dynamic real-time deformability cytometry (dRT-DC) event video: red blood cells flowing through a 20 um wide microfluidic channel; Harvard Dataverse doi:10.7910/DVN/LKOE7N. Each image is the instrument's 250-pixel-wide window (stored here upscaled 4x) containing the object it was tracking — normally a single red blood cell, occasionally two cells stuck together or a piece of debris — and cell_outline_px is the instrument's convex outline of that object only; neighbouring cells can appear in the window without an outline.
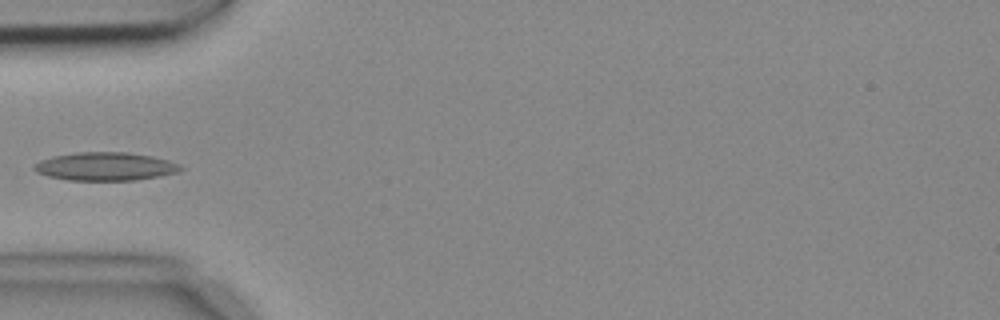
{"species": "common noctule bat (a hibernating species)", "species_latin": "Nyctalus noctula", "temperature_condition": "cold", "stored_images_in_passage": 6, "camera_frame_rate_fps": 3000, "um_per_image_px": 0.085, "animal": {"sex": "female", "body_mass_g": 18.4}, "frame": {"image": 1, "passage_image": 3, "time_ms": 0.667, "image_size_px": [1000, 320], "cell_outline_px": [[184, 168], [176, 172], [160, 176], [136, 180], [68, 180], [48, 176], [36, 172], [32, 168], [32, 164], [40, 160], [52, 156], [76, 152], [128, 152], [152, 156], [168, 160], [180, 164]], "centroid_in_image_um": [8.92, 14.14], "position_along_channel_um": 76.1, "area_um2": 24.28}}
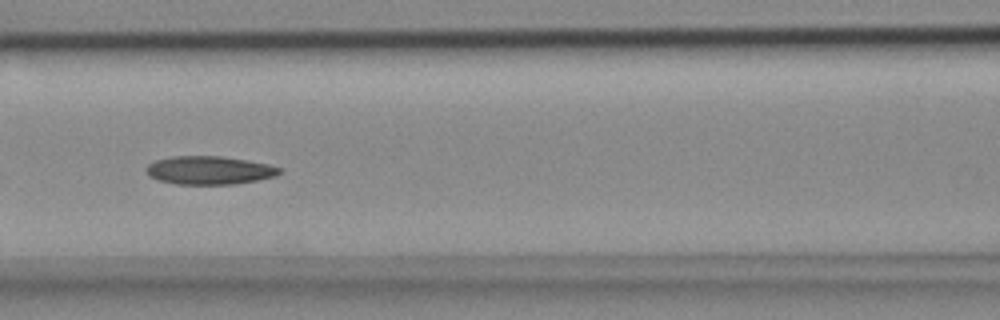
{"frame": {"image": 2, "passage_image": 5, "time_ms": 1.333, "image_size_px": [1000, 320], "cell_outline_px": [[284, 172], [276, 176], [236, 184], [176, 184], [156, 180], [148, 176], [144, 168], [148, 164], [156, 160], [172, 156], [224, 156], [248, 160], [268, 164], [280, 168]], "centroid_in_image_um": [17.77, 14.47], "position_along_channel_um": 148.8, "area_um2": 22.25}}
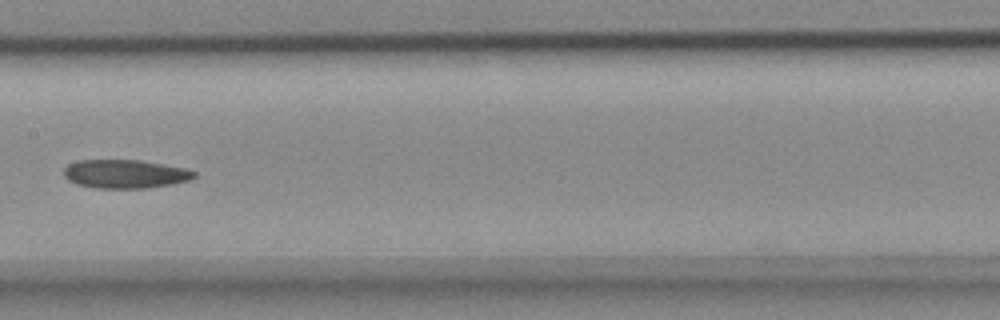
{"frame": {"image": 3, "passage_image": 6, "time_ms": 1.667, "image_size_px": [1000, 320], "cell_outline_px": [[196, 176], [188, 180], [172, 184], [148, 188], [96, 188], [76, 184], [68, 180], [64, 176], [64, 168], [68, 164], [80, 160], [140, 160], [164, 164], [184, 168], [196, 172]], "centroid_in_image_um": [10.62, 14.78], "position_along_channel_um": 196.8, "area_um2": 21.73}}